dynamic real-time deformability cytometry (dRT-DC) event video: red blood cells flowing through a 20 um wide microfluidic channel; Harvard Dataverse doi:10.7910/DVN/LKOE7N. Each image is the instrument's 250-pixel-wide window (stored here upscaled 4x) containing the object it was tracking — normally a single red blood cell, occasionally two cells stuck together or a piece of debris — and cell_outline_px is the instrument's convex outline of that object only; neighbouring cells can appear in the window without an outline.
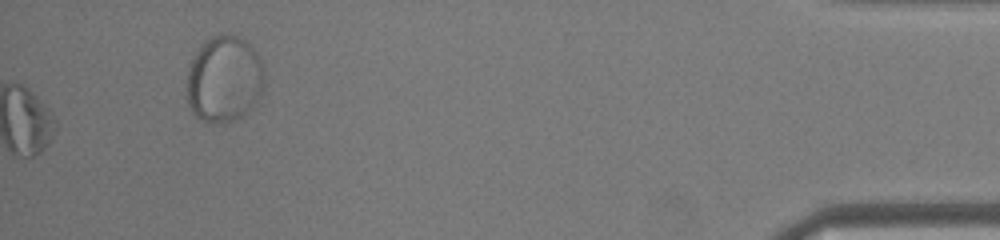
{"species": "common noctule bat (a hibernating species)", "species_latin": "Nyctalus noctula", "temperature_condition": "warm", "stored_images_in_passage": 37, "segment_of_instrument_passage": [2, 2], "camera_frame_rate_fps": 3000, "um_per_image_px": 0.085, "animal": {"sex": "male", "body_mass_g": 19.0, "forearm_length_mm": 50.8}, "frame": {"image": 1, "passage_image": 37, "time_ms": 12.0, "image_size_px": [1000, 240], "cell_outline_px": [[264, 88], [256, 104], [248, 112], [236, 120], [224, 124], [216, 124], [200, 120], [192, 112], [188, 104], [188, 68], [192, 56], [200, 44], [204, 40], [212, 36], [236, 36], [252, 44], [260, 56], [264, 64]], "centroid_in_image_um": [19.09, 6.75], "position_along_channel_um": 416.1, "area_um2": 39.94}}